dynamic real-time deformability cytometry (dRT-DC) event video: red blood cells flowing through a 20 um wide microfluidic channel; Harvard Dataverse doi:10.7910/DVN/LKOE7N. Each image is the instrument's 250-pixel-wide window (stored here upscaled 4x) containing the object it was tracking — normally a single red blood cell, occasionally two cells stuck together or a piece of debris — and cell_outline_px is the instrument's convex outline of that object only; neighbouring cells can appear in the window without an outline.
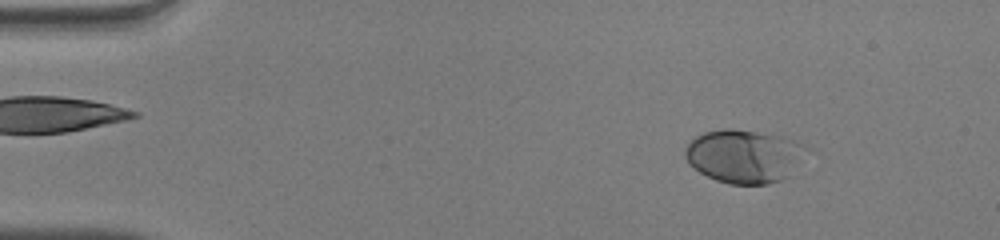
{"species": "human", "species_latin": "Homo sapiens", "temperature_condition": "warm", "stored_images_in_passage": 51, "camera_frame_rate_fps": 3000, "um_per_image_px": 0.085, "donor": {"sex": "male"}, "frame": {"image": 1, "passage_image": 6, "time_ms": 1.667, "image_size_px": [1000, 240], "cell_outline_px": [[812, 148], [788, 176], [780, 180], [768, 184], [728, 184], [716, 180], [700, 172], [688, 164], [684, 156], [684, 152], [688, 144], [696, 136], [704, 132], [724, 128], [732, 128], [784, 136], [796, 140]], "centroid_in_image_um": [63.29, 13.26], "position_along_channel_um": 21.7, "area_um2": 38.15}}
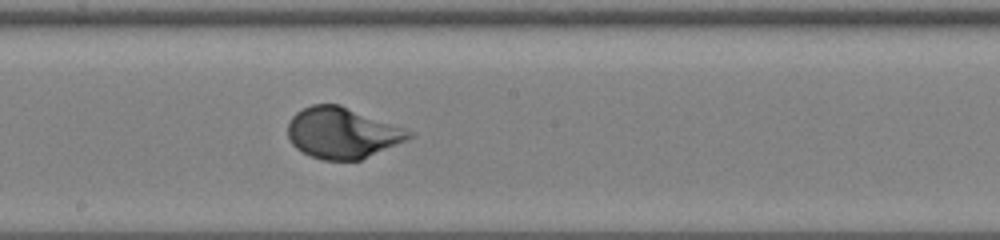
{"frame": {"image": 2, "passage_image": 28, "time_ms": 9.0, "image_size_px": [1000, 240], "cell_outline_px": [[416, 136], [360, 160], [324, 160], [312, 156], [296, 148], [292, 144], [288, 136], [288, 124], [292, 116], [296, 112], [312, 104], [340, 104], [416, 132]], "centroid_in_image_um": [29.12, 11.29], "position_along_channel_um": 219.1, "area_um2": 35.95}}
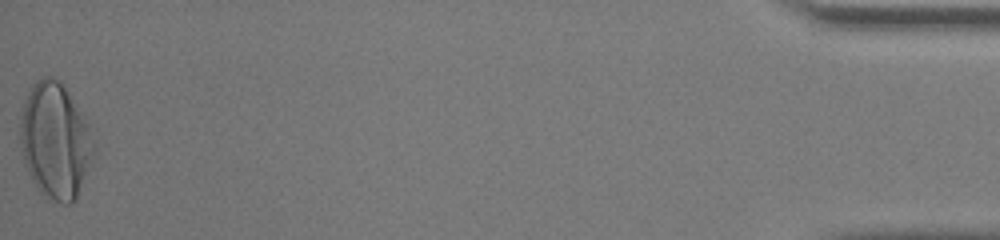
{"frame": {"image": 3, "passage_image": 51, "time_ms": 16.667, "image_size_px": [1000, 240], "cell_outline_px": [[96, 148], [76, 200], [72, 204], [60, 204], [40, 192], [36, 188], [28, 172], [24, 160], [20, 144], [20, 116], [24, 100], [32, 84], [40, 76], [52, 76], [60, 80], [64, 84], [88, 124]], "centroid_in_image_um": [4.68, 11.94], "position_along_channel_um": 430.5, "area_um2": 49.94}, "authors_computed_cell_mechanics": {"area_um2": 36.125, "velocity_mm_per_s": 3.9969, "shape_relaxation_time_tau1_ms": 2.619, "shape_relaxation_time_tau2_ms": null, "deformation_change_tau1": 0.1836, "deformation_change_tau2": null}}